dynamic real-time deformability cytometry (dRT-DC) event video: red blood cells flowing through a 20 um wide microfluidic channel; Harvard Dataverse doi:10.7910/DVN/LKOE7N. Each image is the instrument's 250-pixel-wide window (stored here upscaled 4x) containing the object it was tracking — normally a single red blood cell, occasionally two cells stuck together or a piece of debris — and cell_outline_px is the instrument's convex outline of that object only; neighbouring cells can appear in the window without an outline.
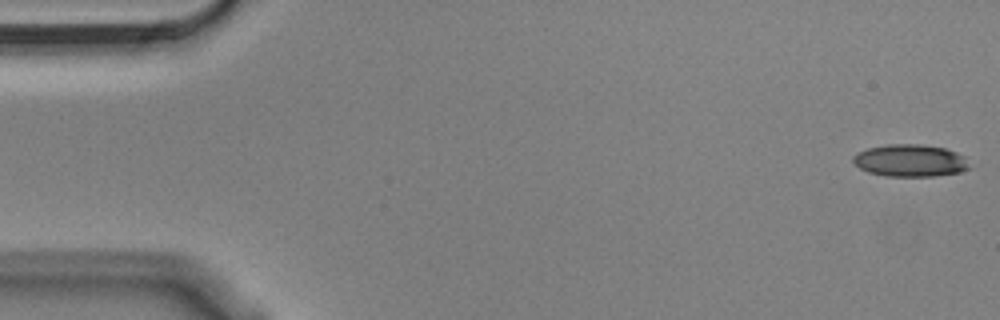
{"species": "Egyptian fruit bat (a non-hibernating species)", "species_latin": "Rousettus aegyptiacus", "temperature_condition": "cold", "stored_images_in_passage": 55, "camera_frame_rate_fps": 3000, "um_per_image_px": 0.085, "animal": {"sex": "male"}, "frame": {"image": 1, "passage_image": 1, "time_ms": 0.0, "image_size_px": [1000, 320], "cell_outline_px": [[972, 168], [960, 172], [936, 176], [888, 176], [868, 172], [860, 168], [852, 160], [852, 156], [856, 152], [868, 148], [888, 144], [920, 144], [944, 148], [956, 152], [964, 156]], "centroid_in_image_um": [77.38, 13.65], "position_along_channel_um": 7.6, "area_um2": 21.96}}
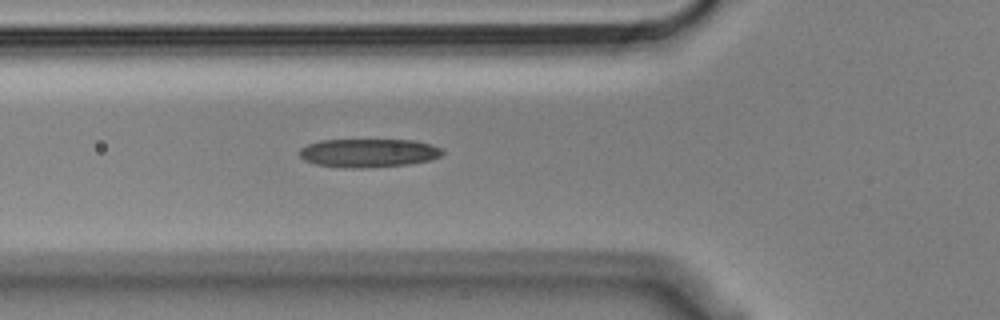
{"frame": {"image": 2, "passage_image": 19, "time_ms": 6.0, "image_size_px": [1000, 320], "cell_outline_px": [[444, 152], [440, 156], [428, 160], [408, 164], [360, 168], [344, 168], [316, 164], [304, 160], [300, 156], [300, 148], [308, 144], [320, 140], [416, 140], [440, 148]], "centroid_in_image_um": [31.28, 13.0], "position_along_channel_um": 94.5, "area_um2": 23.58}}
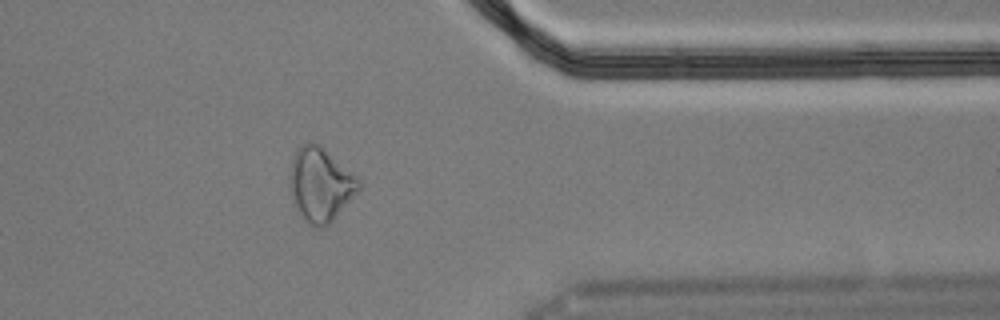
{"frame": {"image": 3, "passage_image": 44, "time_ms": 14.333, "image_size_px": [1000, 320], "cell_outline_px": [[360, 188], [336, 216], [324, 228], [316, 228], [308, 224], [300, 212], [292, 196], [288, 184], [288, 176], [292, 156], [308, 140], [320, 144], [356, 176], [360, 180]], "centroid_in_image_um": [27.21, 15.66], "position_along_channel_um": 384.2, "area_um2": 29.42}, "authors_computed_cell_mechanics": {"area_um2": 23.5824, "velocity_mm_per_s": 3.6346, "shape_relaxation_time_tau1_ms": 10.3648, "shape_relaxation_time_tau2_ms": null, "deformation_change_tau1": 0.2284, "deformation_change_tau2": null}}